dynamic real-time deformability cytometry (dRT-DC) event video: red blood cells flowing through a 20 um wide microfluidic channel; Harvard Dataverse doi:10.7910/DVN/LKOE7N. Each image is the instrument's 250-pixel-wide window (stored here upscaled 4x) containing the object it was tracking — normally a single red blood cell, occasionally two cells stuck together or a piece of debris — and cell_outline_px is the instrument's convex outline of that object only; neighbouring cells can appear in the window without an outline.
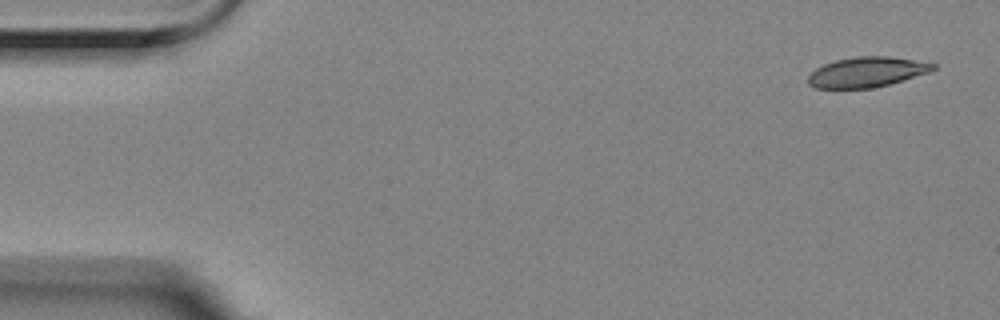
{"species": "Egyptian fruit bat (a non-hibernating species)", "species_latin": "Rousettus aegyptiacus", "temperature_condition": "room temperature", "stored_images_in_passage": 4, "camera_frame_rate_fps": 3000, "um_per_image_px": 0.085, "animal": {"sex": "female"}, "frame": {"image": 1, "passage_image": 1, "time_ms": 0.0, "image_size_px": [1000, 320], "cell_outline_px": [[936, 68], [928, 72], [888, 84], [872, 88], [816, 88], [808, 84], [808, 76], [816, 68], [824, 64], [836, 60], [856, 56], [888, 56], [936, 64]], "centroid_in_image_um": [73.63, 6.12], "position_along_channel_um": 11.4, "area_um2": 21.62}}